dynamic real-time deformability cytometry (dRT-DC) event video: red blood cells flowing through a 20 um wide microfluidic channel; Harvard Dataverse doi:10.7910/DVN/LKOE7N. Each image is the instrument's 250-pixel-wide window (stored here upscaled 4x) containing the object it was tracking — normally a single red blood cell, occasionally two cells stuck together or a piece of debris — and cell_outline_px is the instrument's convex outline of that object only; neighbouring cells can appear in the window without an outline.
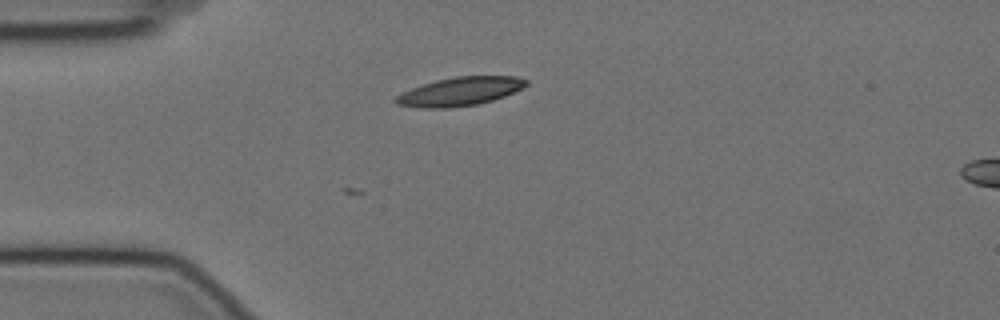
{"species": "Egyptian fruit bat (a non-hibernating species)", "species_latin": "Rousettus aegyptiacus", "temperature_condition": "cold", "stored_images_in_passage": 3, "camera_frame_rate_fps": 3000, "um_per_image_px": 0.085, "animal": {"sex": "female"}, "frame": {"image": 1, "passage_image": 3, "time_ms": 0.667, "image_size_px": [1000, 320], "cell_outline_px": [[528, 84], [504, 96], [492, 100], [476, 104], [452, 108], [420, 108], [396, 104], [392, 100], [396, 96], [412, 88], [436, 80], [456, 76], [516, 76], [528, 80]], "centroid_in_image_um": [39.07, 7.78], "position_along_channel_um": 45.9, "area_um2": 21.56}}